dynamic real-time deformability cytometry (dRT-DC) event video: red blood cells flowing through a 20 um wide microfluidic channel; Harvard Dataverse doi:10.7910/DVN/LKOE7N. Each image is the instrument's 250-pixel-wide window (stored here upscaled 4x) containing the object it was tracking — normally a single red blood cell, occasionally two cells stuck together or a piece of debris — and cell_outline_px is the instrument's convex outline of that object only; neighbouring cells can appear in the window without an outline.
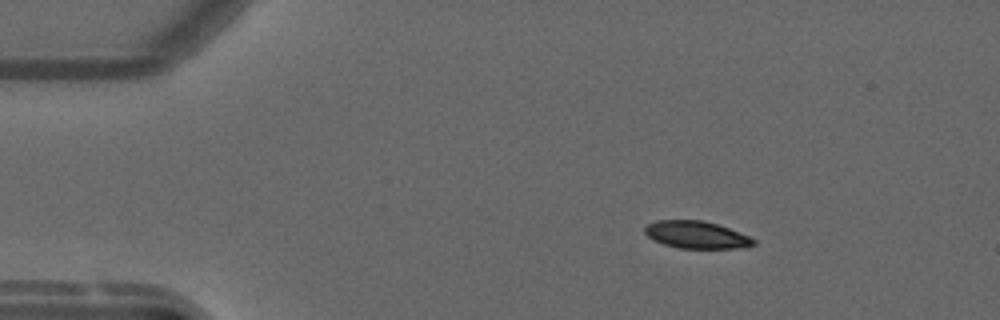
{"species": "common noctule bat (a hibernating species)", "species_latin": "Nyctalus noctula", "temperature_condition": "warm", "stored_images_in_passage": 47, "camera_frame_rate_fps": 3000, "um_per_image_px": 0.085, "animal": {"sex": "male", "forearm_length_mm": 52.5}, "frame": {"image": 1, "passage_image": 1, "time_ms": 0.0, "image_size_px": [1000, 320], "cell_outline_px": [[756, 244], [744, 248], [680, 248], [664, 244], [652, 240], [644, 232], [644, 228], [648, 224], [656, 220], [704, 220], [728, 228], [748, 236], [756, 240]], "centroid_in_image_um": [59.18, 19.96], "position_along_channel_um": 25.8, "area_um2": 17.28}}
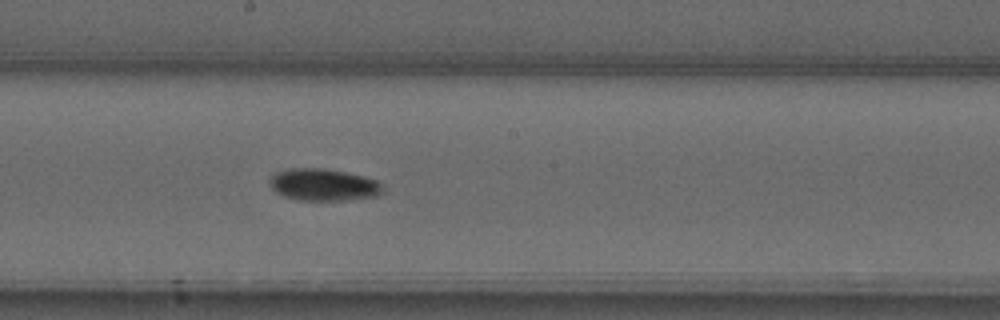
{"frame": {"image": 2, "passage_image": 22, "time_ms": 7.0, "image_size_px": [1000, 320], "cell_outline_px": [[384, 192], [376, 196], [348, 200], [300, 200], [284, 196], [276, 192], [272, 188], [268, 180], [276, 172], [288, 168], [324, 168], [344, 172], [376, 180], [384, 188]], "centroid_in_image_um": [27.48, 15.7], "position_along_channel_um": 220.7, "area_um2": 21.04}}
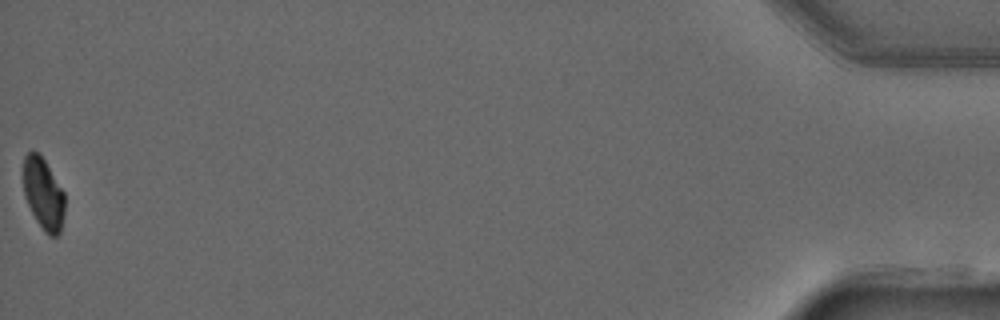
{"frame": {"image": 3, "passage_image": 47, "time_ms": 15.333, "image_size_px": [1000, 320], "cell_outline_px": [[64, 212], [60, 232], [56, 236], [48, 236], [44, 232], [36, 220], [24, 196], [24, 156], [32, 148], [40, 152], [64, 192]], "centroid_in_image_um": [3.68, 16.44], "position_along_channel_um": 431.5, "area_um2": 17.4}}